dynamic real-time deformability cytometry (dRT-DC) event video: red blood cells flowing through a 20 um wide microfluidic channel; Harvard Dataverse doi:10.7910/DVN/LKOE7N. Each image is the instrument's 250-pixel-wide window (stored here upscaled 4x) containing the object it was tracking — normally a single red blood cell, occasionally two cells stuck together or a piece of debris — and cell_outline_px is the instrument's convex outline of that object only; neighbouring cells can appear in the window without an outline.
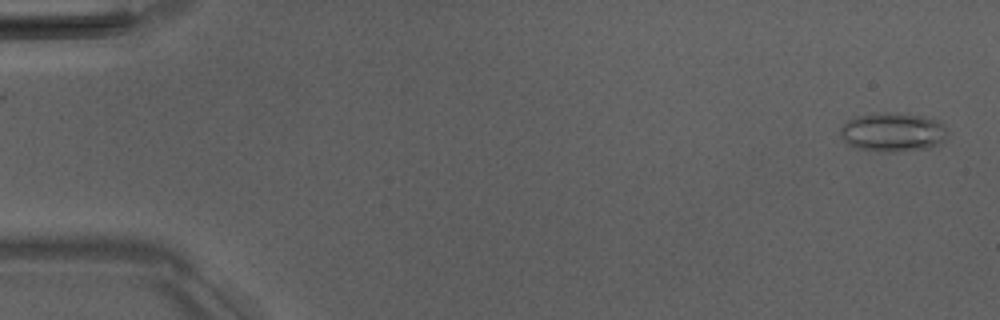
{"species": "Egyptian fruit bat (a non-hibernating species)", "species_latin": "Rousettus aegyptiacus", "temperature_condition": "room temperature", "stored_images_in_passage": 52, "camera_frame_rate_fps": 3000, "um_per_image_px": 0.085, "animal": {"sex": "male"}, "frame": {"image": 1, "passage_image": 2, "time_ms": 0.333, "image_size_px": [1000, 320], "cell_outline_px": [[948, 132], [944, 140], [940, 144], [928, 148], [896, 152], [880, 152], [856, 148], [848, 144], [840, 136], [840, 128], [848, 120], [856, 116], [880, 112], [896, 112], [924, 116], [936, 120], [944, 124]], "centroid_in_image_um": [75.89, 11.23], "position_along_channel_um": 9.1, "area_um2": 24.74}}
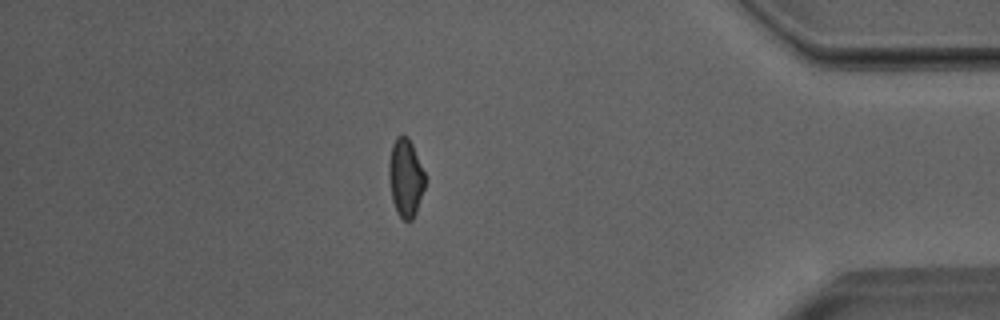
{"frame": {"image": 2, "passage_image": 45, "time_ms": 14.667, "image_size_px": [1000, 320], "cell_outline_px": [[424, 188], [416, 212], [412, 220], [404, 220], [396, 212], [392, 200], [388, 176], [388, 164], [392, 144], [396, 136], [408, 136], [412, 144], [424, 172]], "centroid_in_image_um": [34.45, 15.11], "position_along_channel_um": 400.8, "area_um2": 16.36}}
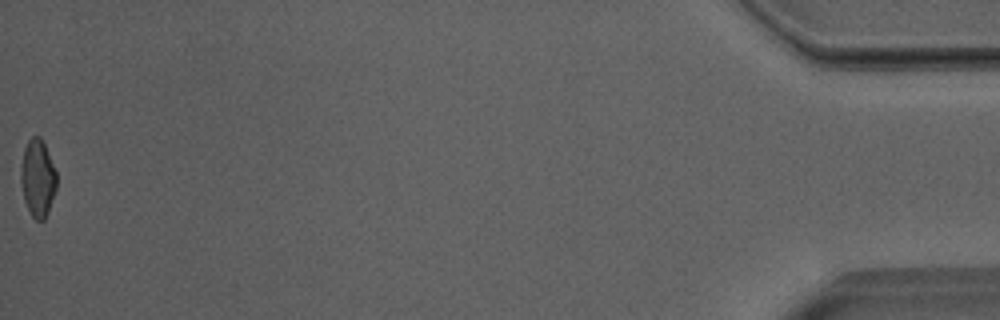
{"frame": {"image": 3, "passage_image": 52, "time_ms": 17.0, "image_size_px": [1000, 320], "cell_outline_px": [[56, 188], [48, 212], [44, 220], [36, 220], [32, 216], [24, 200], [20, 184], [20, 168], [24, 148], [28, 140], [32, 136], [40, 136], [44, 144], [56, 172]], "centroid_in_image_um": [3.18, 15.14], "position_along_channel_um": 432.0, "area_um2": 16.07}, "authors_computed_cell_mechanics": {"area_um2": 17.1377, "velocity_mm_per_s": 4.0235, "shape_relaxation_time_tau1_ms": 6.0949, "shape_relaxation_time_tau2_ms": 1.8516, "deformation_change_tau1": 0.1558, "deformation_change_tau2": 0.0827}}